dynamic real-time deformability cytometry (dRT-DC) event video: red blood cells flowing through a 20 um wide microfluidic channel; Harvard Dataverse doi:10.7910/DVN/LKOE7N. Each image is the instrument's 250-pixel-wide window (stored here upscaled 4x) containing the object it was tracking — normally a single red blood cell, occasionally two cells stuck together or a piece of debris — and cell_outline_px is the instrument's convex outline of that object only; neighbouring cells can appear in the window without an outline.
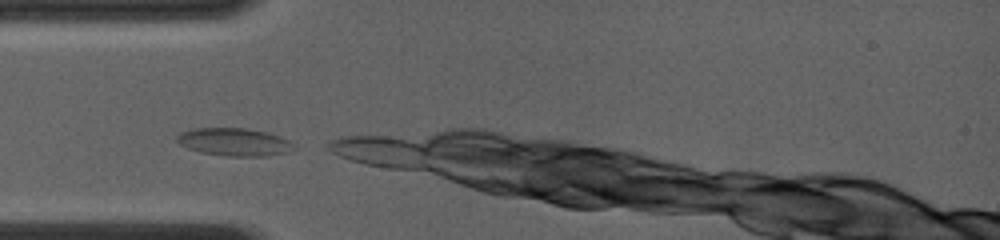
{"species": "common noctule bat (a hibernating species)", "species_latin": "Nyctalus noctula", "temperature_condition": "room temperature", "stored_images_in_passage": 3, "camera_frame_rate_fps": 4000, "um_per_image_px": 0.085, "animal": {"sex": "female", "body_mass_g": 19.0, "forearm_length_mm": 56.7}, "frame": {"image": 1, "passage_image": 1, "time_ms": 0.0, "image_size_px": [1000, 240], "cell_outline_px": [[296, 144], [292, 152], [268, 156], [228, 156], [200, 152], [188, 148], [180, 144], [176, 140], [176, 136], [180, 132], [192, 128], [244, 128], [268, 132], [280, 136]], "centroid_in_image_um": [19.94, 12.07], "position_along_channel_um": 65.1, "area_um2": 19.19}}